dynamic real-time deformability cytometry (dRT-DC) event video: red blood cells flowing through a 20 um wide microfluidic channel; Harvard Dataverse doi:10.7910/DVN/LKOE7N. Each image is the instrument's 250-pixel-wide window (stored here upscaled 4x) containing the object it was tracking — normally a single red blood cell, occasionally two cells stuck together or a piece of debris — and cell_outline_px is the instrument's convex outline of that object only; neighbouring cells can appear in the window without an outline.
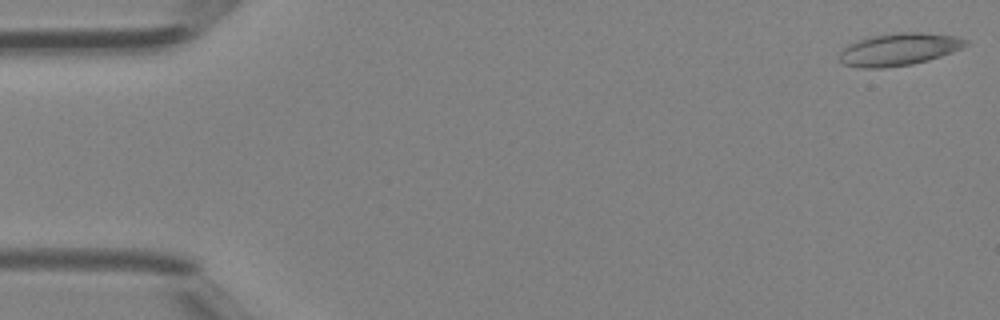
{"species": "Egyptian fruit bat (a non-hibernating species)", "species_latin": "Rousettus aegyptiacus", "temperature_condition": "room temperature", "stored_images_in_passage": 43, "camera_frame_rate_fps": 3000, "um_per_image_px": 0.085, "animal": {"sex": "female"}, "frame": {"image": 1, "passage_image": 1, "time_ms": 0.0, "image_size_px": [1000, 320], "cell_outline_px": [[968, 44], [952, 52], [928, 60], [912, 64], [884, 68], [860, 68], [844, 64], [840, 60], [840, 52], [848, 44], [856, 40], [868, 36], [896, 32], [920, 32], [956, 36], [968, 40]], "centroid_in_image_um": [76.38, 4.18], "position_along_channel_um": 8.6, "area_um2": 23.93}}
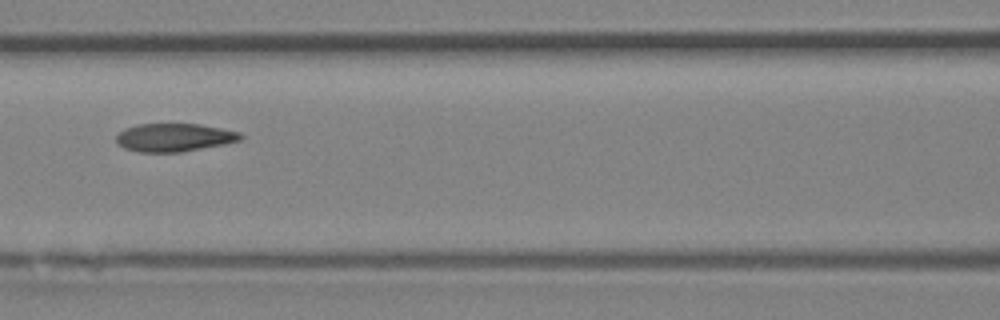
{"frame": {"image": 2, "passage_image": 19, "time_ms": 6.0, "image_size_px": [1000, 320], "cell_outline_px": [[244, 136], [240, 140], [224, 144], [180, 152], [140, 152], [124, 148], [116, 140], [116, 136], [124, 128], [136, 124], [200, 124], [240, 132]], "centroid_in_image_um": [14.8, 11.68], "position_along_channel_um": 151.8, "area_um2": 20.29}}
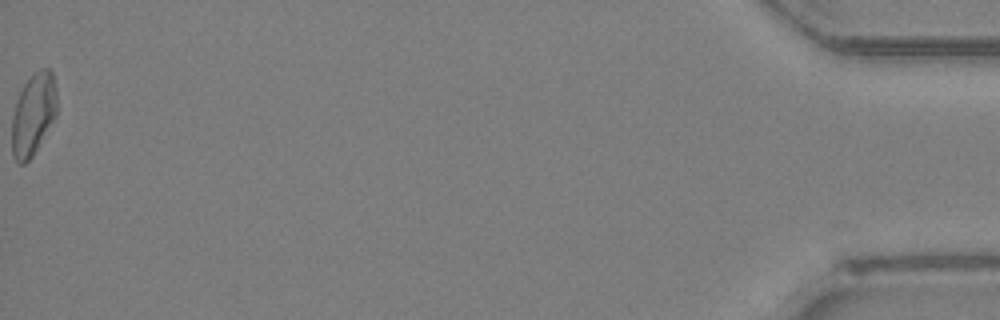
{"frame": {"image": 3, "passage_image": 43, "time_ms": 14.0, "image_size_px": [1000, 320], "cell_outline_px": [[56, 116], [32, 156], [24, 164], [20, 164], [12, 156], [12, 116], [16, 100], [24, 84], [40, 68], [48, 68], [52, 72], [56, 88]], "centroid_in_image_um": [2.82, 9.71], "position_along_channel_um": 432.4, "area_um2": 21.33}}